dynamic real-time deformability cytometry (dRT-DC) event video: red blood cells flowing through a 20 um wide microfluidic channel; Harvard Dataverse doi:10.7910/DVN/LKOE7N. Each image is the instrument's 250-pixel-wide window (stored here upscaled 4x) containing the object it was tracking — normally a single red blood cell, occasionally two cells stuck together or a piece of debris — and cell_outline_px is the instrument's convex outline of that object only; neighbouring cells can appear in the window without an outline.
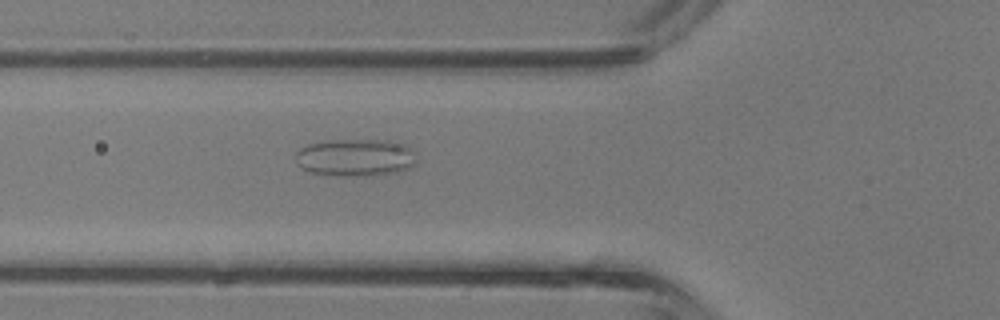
{"species": "common noctule bat (a hibernating species)", "species_latin": "Nyctalus noctula", "temperature_condition": "room temperature", "stored_images_in_passage": 35, "camera_frame_rate_fps": 3000, "um_per_image_px": 0.085, "animal": {"sex": "male", "body_mass_g": 13.3}, "frame": {"image": 1, "passage_image": 7, "time_ms": 2.0, "image_size_px": [1000, 320], "cell_outline_px": [[416, 160], [408, 168], [396, 172], [376, 176], [348, 176], [312, 172], [300, 168], [296, 164], [296, 152], [300, 148], [308, 144], [324, 140], [388, 140], [404, 144], [412, 152]], "centroid_in_image_um": [30.16, 13.39], "position_along_channel_um": 95.6, "area_um2": 26.36}}
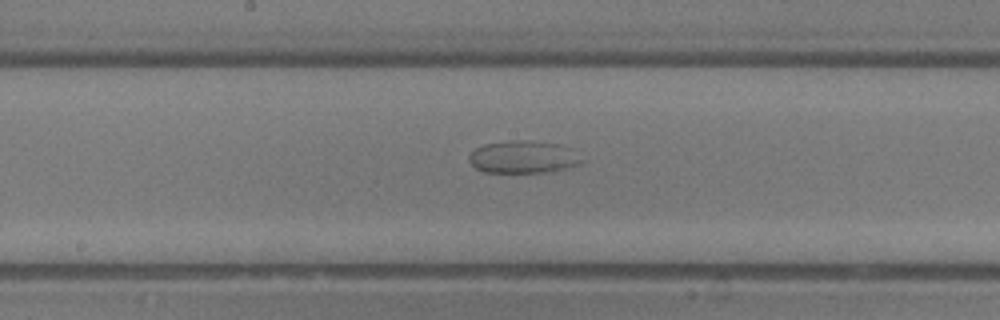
{"frame": {"image": 2, "passage_image": 14, "time_ms": 4.333, "image_size_px": [1000, 320], "cell_outline_px": [[584, 160], [576, 164], [552, 172], [484, 172], [476, 168], [468, 160], [468, 156], [476, 148], [484, 144], [508, 140], [532, 140], [560, 144], [576, 148]], "centroid_in_image_um": [44.52, 13.32], "position_along_channel_um": 203.7, "area_um2": 21.68}}
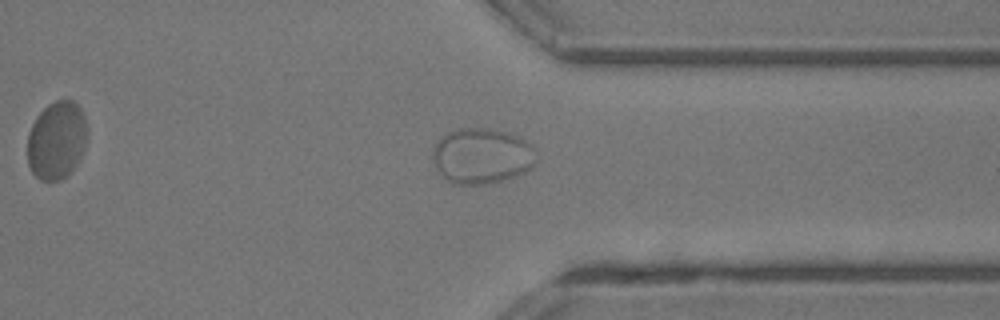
{"frame": {"image": 3, "passage_image": 25, "time_ms": 8.0, "image_size_px": [1000, 320], "cell_outline_px": [[536, 164], [532, 168], [516, 176], [504, 180], [488, 184], [452, 184], [436, 168], [432, 160], [432, 144], [440, 136], [456, 128], [488, 128], [508, 132], [520, 136], [532, 144], [536, 160]], "centroid_in_image_um": [40.94, 13.24], "position_along_channel_um": 370.5, "area_um2": 34.22}}